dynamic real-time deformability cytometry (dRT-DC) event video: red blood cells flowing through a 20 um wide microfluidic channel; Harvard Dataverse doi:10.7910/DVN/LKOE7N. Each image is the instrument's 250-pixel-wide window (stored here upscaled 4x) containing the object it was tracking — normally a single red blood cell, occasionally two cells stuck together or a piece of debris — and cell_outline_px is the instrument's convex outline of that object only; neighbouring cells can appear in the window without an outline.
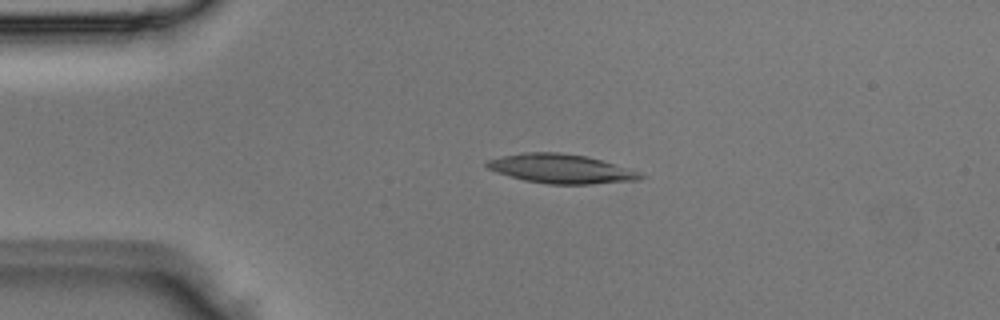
{"species": "Egyptian fruit bat (a non-hibernating species)", "species_latin": "Rousettus aegyptiacus", "temperature_condition": "room temperature", "stored_images_in_passage": 4, "segment_of_instrument_passage": [1, 2], "camera_frame_rate_fps": 3000, "um_per_image_px": 0.085, "animal": {"sex": "male"}, "frame": {"image": 1, "passage_image": 2, "time_ms": 0.333, "image_size_px": [1000, 320], "cell_outline_px": [[648, 176], [640, 180], [592, 184], [548, 184], [524, 180], [488, 168], [484, 164], [488, 160], [504, 156], [524, 152], [560, 152], [588, 156], [644, 172]], "centroid_in_image_um": [47.82, 14.34], "position_along_channel_um": 37.2, "area_um2": 26.24}}